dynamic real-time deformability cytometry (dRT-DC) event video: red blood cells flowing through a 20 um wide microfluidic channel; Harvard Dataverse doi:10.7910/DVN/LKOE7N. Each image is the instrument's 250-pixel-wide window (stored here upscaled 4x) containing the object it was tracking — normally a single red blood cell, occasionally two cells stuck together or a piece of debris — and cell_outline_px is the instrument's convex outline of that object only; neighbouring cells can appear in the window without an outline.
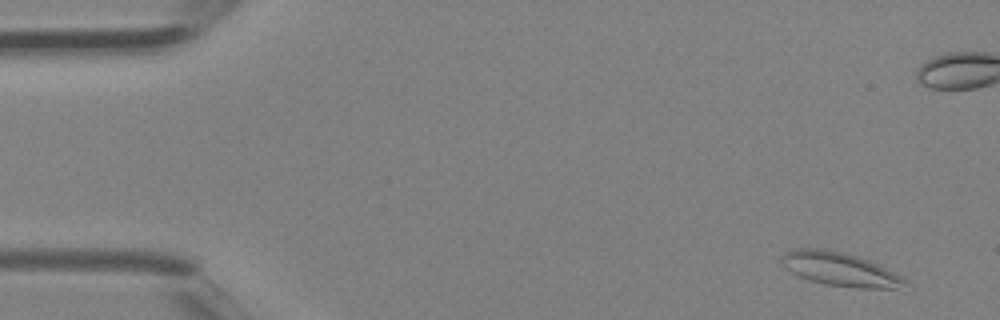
{"species": "Egyptian fruit bat (a non-hibernating species)", "species_latin": "Rousettus aegyptiacus", "temperature_condition": "room temperature", "stored_images_in_passage": 41, "camera_frame_rate_fps": 3000, "um_per_image_px": 0.085, "animal": {"sex": "female"}, "frame": {"image": 1, "passage_image": 2, "time_ms": 0.333, "image_size_px": [1000, 320], "cell_outline_px": [[908, 280], [896, 288], [856, 288], [824, 284], [808, 280], [784, 268], [780, 260], [780, 256], [796, 248], [820, 248], [844, 252], [868, 260]], "centroid_in_image_um": [71.31, 22.87], "position_along_channel_um": 13.7, "area_um2": 23.81}}
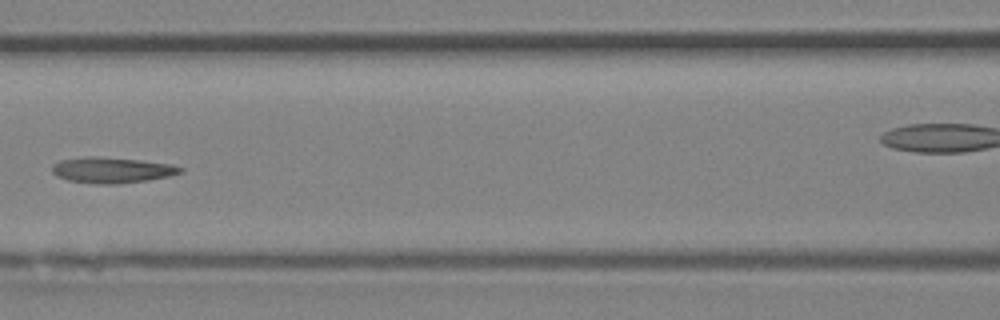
{"frame": {"image": 2, "passage_image": 18, "time_ms": 5.667, "image_size_px": [1000, 320], "cell_outline_px": [[184, 168], [180, 172], [168, 176], [148, 180], [116, 184], [96, 184], [68, 180], [56, 176], [52, 172], [52, 164], [60, 160], [92, 156], [96, 156], [136, 160], [168, 164]], "centroid_in_image_um": [9.44, 14.46], "position_along_channel_um": 157.2, "area_um2": 18.96}}
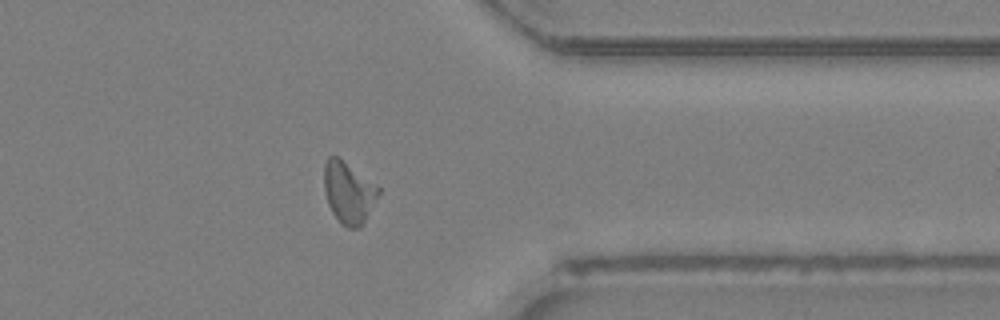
{"frame": {"image": 3, "passage_image": 32, "time_ms": 10.333, "image_size_px": [1000, 320], "cell_outline_px": [[380, 192], [360, 228], [348, 228], [340, 224], [332, 212], [328, 204], [324, 188], [324, 164], [328, 156], [336, 156], [380, 188]], "centroid_in_image_um": [29.6, 16.39], "position_along_channel_um": 381.8, "area_um2": 19.13}}